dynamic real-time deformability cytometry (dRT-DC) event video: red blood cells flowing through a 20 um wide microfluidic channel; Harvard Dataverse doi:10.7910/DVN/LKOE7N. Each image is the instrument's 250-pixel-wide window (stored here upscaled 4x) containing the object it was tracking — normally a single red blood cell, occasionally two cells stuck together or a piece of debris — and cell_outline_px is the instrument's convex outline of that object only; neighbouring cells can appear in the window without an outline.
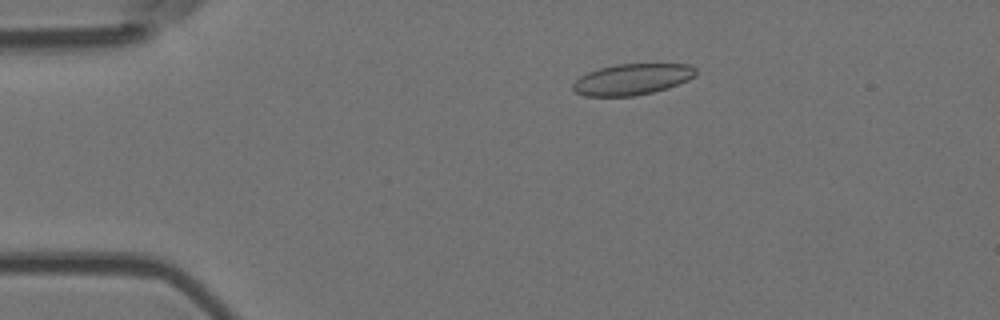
{"species": "Egyptian fruit bat (a non-hibernating species)", "species_latin": "Rousettus aegyptiacus", "temperature_condition": "room temperature", "stored_images_in_passage": 2, "camera_frame_rate_fps": 3000, "um_per_image_px": 0.085, "animal": {"sex": "female"}, "frame": {"image": 1, "passage_image": 1, "time_ms": 0.0, "image_size_px": [1000, 320], "cell_outline_px": [[696, 76], [688, 80], [668, 88], [652, 92], [632, 96], [584, 96], [576, 92], [572, 88], [572, 84], [580, 76], [588, 72], [600, 68], [616, 64], [688, 64], [696, 68]], "centroid_in_image_um": [53.74, 6.74], "position_along_channel_um": 31.3, "area_um2": 22.25}}